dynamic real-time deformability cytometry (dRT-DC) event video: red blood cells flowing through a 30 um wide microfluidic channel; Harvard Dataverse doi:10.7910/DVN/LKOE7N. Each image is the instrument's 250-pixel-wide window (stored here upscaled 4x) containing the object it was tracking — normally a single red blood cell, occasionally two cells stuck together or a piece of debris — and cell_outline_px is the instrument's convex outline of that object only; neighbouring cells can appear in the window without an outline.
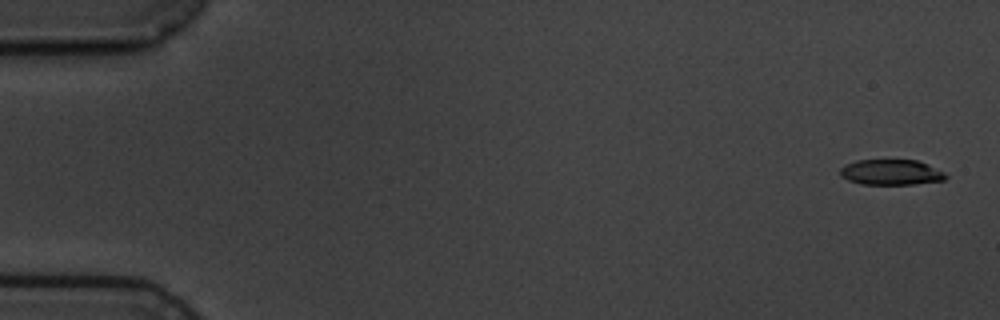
{"species": "common noctule bat (a hibernating species)", "species_latin": "Nyctalus noctula", "temperature_condition": "cold", "stored_images_in_passage": 6, "camera_frame_rate_fps": 3000, "um_per_image_px": 0.085, "animal": {"sex": "male", "body_mass_g": 19.5, "forearm_length_mm": 54.6}, "frame": {"image": 1, "passage_image": 1, "time_ms": 0.0, "image_size_px": [1000, 320], "cell_outline_px": [[948, 176], [944, 180], [916, 184], [860, 184], [848, 180], [840, 176], [840, 168], [856, 160], [916, 160], [928, 164], [944, 172]], "centroid_in_image_um": [75.75, 14.64], "position_along_channel_um": 9.3, "area_um2": 15.66}}
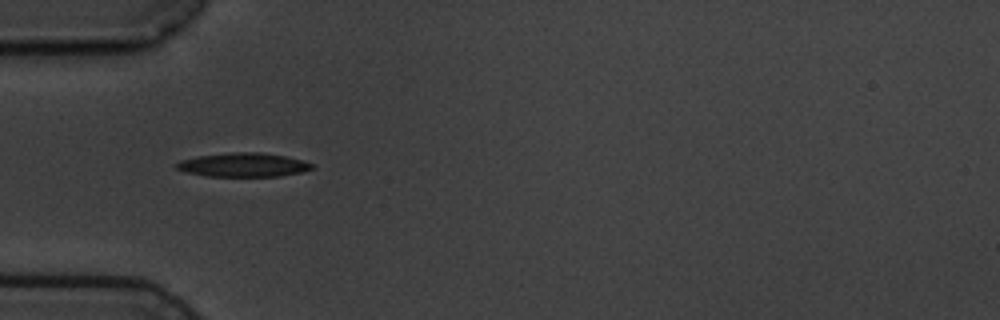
{"frame": {"image": 2, "passage_image": 5, "time_ms": 5.333, "image_size_px": [1000, 320], "cell_outline_px": [[316, 168], [304, 172], [280, 176], [208, 176], [188, 172], [176, 168], [172, 164], [180, 160], [196, 156], [232, 152], [260, 152], [284, 156], [304, 160], [316, 164]], "centroid_in_image_um": [20.74, 14.01], "position_along_channel_um": 64.3, "area_um2": 19.13}}
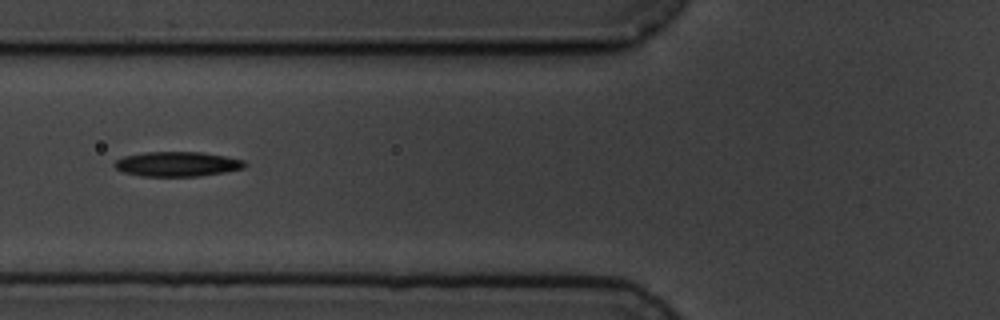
{"frame": {"image": 3, "passage_image": 6, "time_ms": 6.667, "image_size_px": [1000, 320], "cell_outline_px": [[248, 164], [244, 168], [224, 172], [196, 176], [140, 176], [124, 172], [116, 168], [112, 164], [116, 160], [124, 156], [144, 152], [200, 152], [224, 156], [244, 160]], "centroid_in_image_um": [15.05, 13.94], "position_along_channel_um": 110.7, "area_um2": 18.73}}